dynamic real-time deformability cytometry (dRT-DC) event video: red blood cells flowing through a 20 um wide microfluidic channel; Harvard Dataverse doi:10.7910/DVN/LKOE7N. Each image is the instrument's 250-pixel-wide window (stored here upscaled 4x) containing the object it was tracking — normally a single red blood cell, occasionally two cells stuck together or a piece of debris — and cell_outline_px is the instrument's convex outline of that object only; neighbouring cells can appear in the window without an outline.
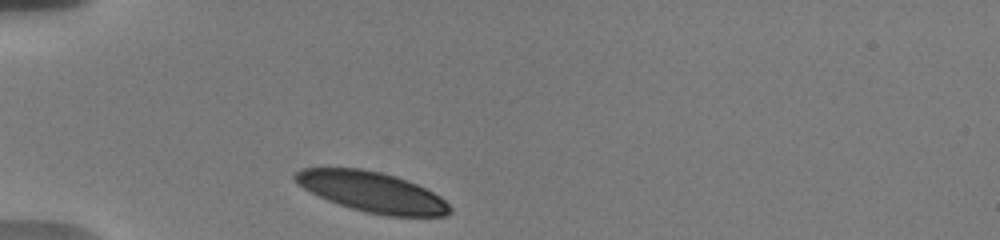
{"species": "human", "species_latin": "Homo sapiens", "temperature_condition": "warm", "stored_images_in_passage": 33, "camera_frame_rate_fps": 3000, "um_per_image_px": 0.085, "donor": {"sex": "male"}, "frame": {"image": 1, "passage_image": 1, "time_ms": 0.0, "image_size_px": [1000, 240], "cell_outline_px": [[452, 212], [444, 216], [384, 216], [352, 208], [328, 200], [304, 188], [292, 176], [300, 168], [360, 168], [380, 172], [396, 176], [408, 180], [440, 196], [452, 208]], "centroid_in_image_um": [31.66, 16.31], "position_along_channel_um": 53.3, "area_um2": 35.95}}
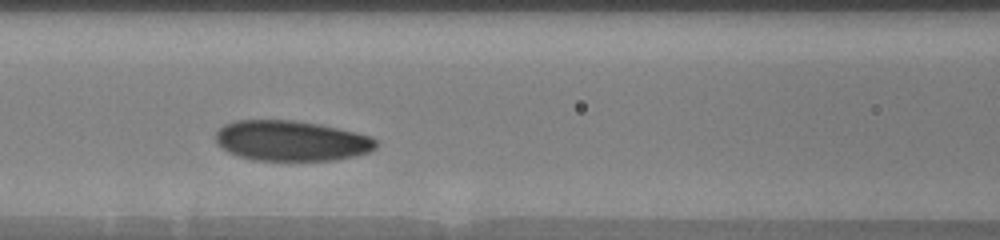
{"frame": {"image": 2, "passage_image": 10, "time_ms": 3.0, "image_size_px": [1000, 240], "cell_outline_px": [[376, 148], [368, 152], [356, 156], [336, 160], [252, 160], [228, 152], [216, 144], [216, 132], [224, 124], [236, 120], [296, 120], [320, 124], [356, 132], [372, 136], [376, 140]], "centroid_in_image_um": [24.76, 11.96], "position_along_channel_um": 141.8, "area_um2": 37.92}}
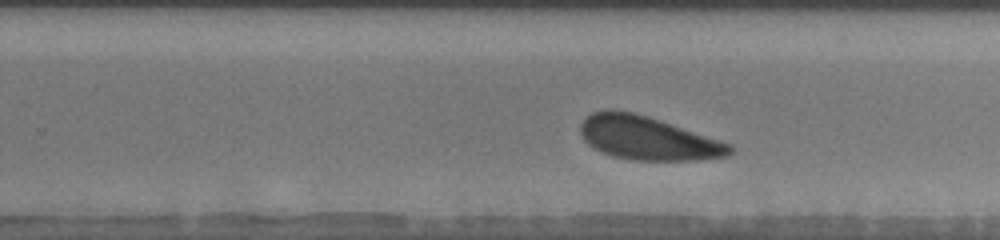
{"frame": {"image": 3, "passage_image": 21, "time_ms": 6.667, "image_size_px": [1000, 240], "cell_outline_px": [[732, 152], [728, 156], [696, 160], [632, 160], [612, 156], [600, 152], [592, 148], [584, 140], [580, 132], [580, 124], [592, 112], [604, 108], [612, 108], [636, 112], [732, 144]], "centroid_in_image_um": [55.01, 11.72], "position_along_channel_um": 274.8, "area_um2": 38.21}, "authors_computed_cell_mechanics": {"area_um2": 38.3214, "velocity_mm_per_s": 3.6316, "shape_relaxation_time_tau1_ms": 2.0591, "shape_relaxation_time_tau2_ms": 9.2541, "deformation_change_tau1": 0.0918, "deformation_change_tau2": 0.2045}}